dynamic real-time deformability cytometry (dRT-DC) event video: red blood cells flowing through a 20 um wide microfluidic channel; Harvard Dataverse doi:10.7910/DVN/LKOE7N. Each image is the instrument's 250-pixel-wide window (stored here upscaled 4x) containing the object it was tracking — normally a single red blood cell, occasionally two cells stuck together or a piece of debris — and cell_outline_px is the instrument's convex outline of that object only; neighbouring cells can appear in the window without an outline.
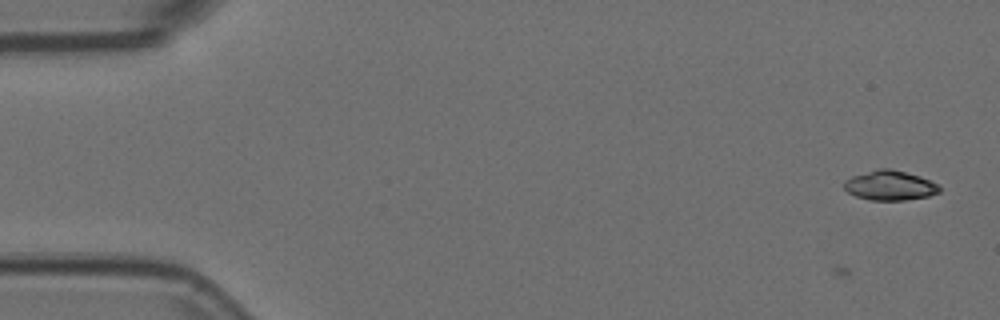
{"species": "Egyptian fruit bat (a non-hibernating species)", "species_latin": "Rousettus aegyptiacus", "temperature_condition": "room temperature", "stored_images_in_passage": 6, "camera_frame_rate_fps": 3000, "um_per_image_px": 0.085, "animal": {"sex": "female"}, "frame": {"image": 1, "passage_image": 6, "time_ms": 1.667, "image_size_px": [1000, 320], "cell_outline_px": [[940, 192], [928, 196], [904, 200], [868, 200], [856, 196], [848, 192], [844, 188], [844, 180], [852, 176], [876, 168], [892, 168], [920, 176], [936, 184], [940, 188]], "centroid_in_image_um": [75.61, 15.75], "position_along_channel_um": 9.4, "area_um2": 16.53}}